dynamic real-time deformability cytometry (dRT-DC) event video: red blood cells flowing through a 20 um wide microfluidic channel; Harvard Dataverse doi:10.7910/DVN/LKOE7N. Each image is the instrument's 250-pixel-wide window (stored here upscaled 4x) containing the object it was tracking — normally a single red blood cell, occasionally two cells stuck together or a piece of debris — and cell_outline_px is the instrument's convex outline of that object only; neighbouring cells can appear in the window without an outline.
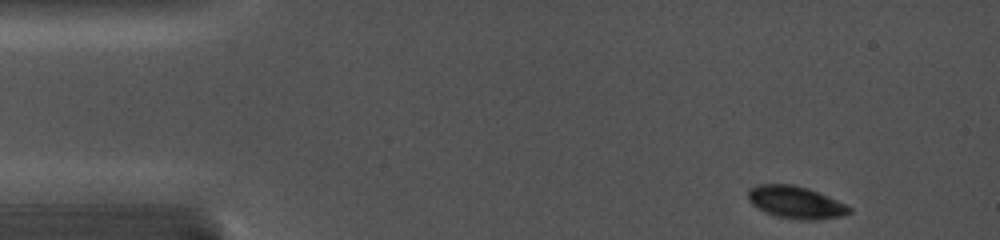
{"species": "common noctule bat (a hibernating species)", "species_latin": "Nyctalus noctula", "temperature_condition": "cold", "stored_images_in_passage": 36, "camera_frame_rate_fps": 5000, "um_per_image_px": 0.085, "animal": {"sex": "female", "body_mass_g": 19.0, "forearm_length_mm": 56.7}, "frame": {"image": 1, "passage_image": 1, "time_ms": 0.0, "image_size_px": [1000, 240], "cell_outline_px": [[852, 212], [840, 216], [820, 220], [800, 220], [776, 216], [764, 212], [756, 208], [748, 200], [748, 188], [756, 184], [792, 184], [808, 188], [836, 200], [852, 208]], "centroid_in_image_um": [67.59, 17.2], "position_along_channel_um": 17.4, "area_um2": 19.19}}
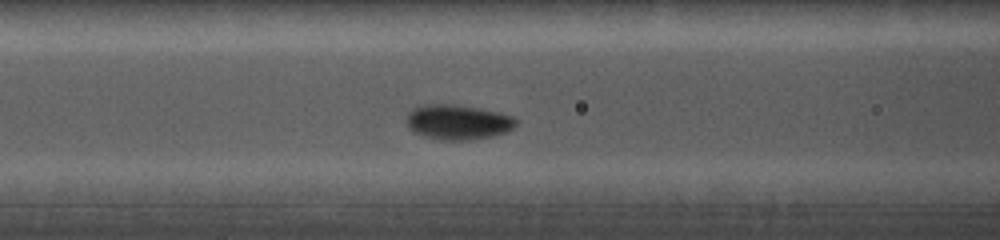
{"frame": {"image": 2, "passage_image": 19, "time_ms": 5.2, "image_size_px": [1000, 240], "cell_outline_px": [[516, 124], [512, 128], [504, 132], [492, 136], [468, 140], [444, 140], [412, 132], [408, 128], [404, 120], [408, 112], [416, 104], [452, 104], [480, 108], [500, 112], [512, 116], [516, 120]], "centroid_in_image_um": [38.85, 10.35], "position_along_channel_um": 127.8, "area_um2": 22.48}}
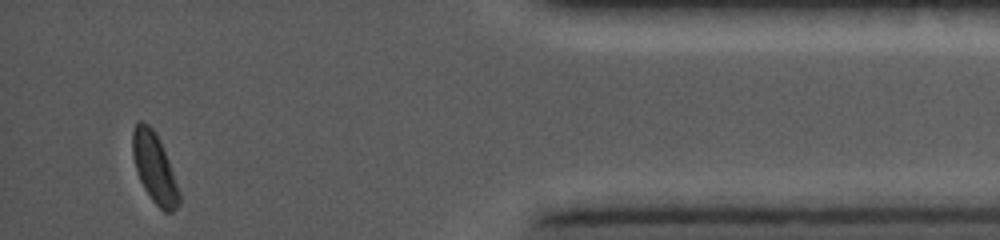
{"frame": {"image": 3, "passage_image": 36, "time_ms": 13.6, "image_size_px": [1000, 240], "cell_outline_px": [[180, 200], [176, 208], [172, 212], [164, 212], [152, 200], [144, 188], [140, 180], [132, 156], [132, 132], [136, 120], [144, 120], [152, 128], [168, 160], [180, 192]], "centroid_in_image_um": [13.1, 14.26], "position_along_channel_um": 422.1, "area_um2": 18.67}}